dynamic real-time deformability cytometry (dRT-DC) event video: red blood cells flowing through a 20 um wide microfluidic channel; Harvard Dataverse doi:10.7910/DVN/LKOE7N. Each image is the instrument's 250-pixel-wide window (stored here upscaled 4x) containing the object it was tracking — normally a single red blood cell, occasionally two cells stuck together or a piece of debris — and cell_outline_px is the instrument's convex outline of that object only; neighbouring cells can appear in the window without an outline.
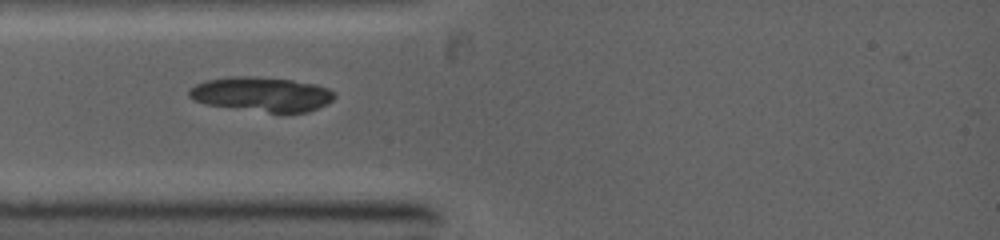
{"species": "common noctule bat (a hibernating species)", "species_latin": "Nyctalus noctula", "temperature_condition": "warm", "stored_images_in_passage": 2, "camera_frame_rate_fps": 5000, "um_per_image_px": 0.085, "animal": {"sex": "female", "body_mass_g": 19.0, "forearm_length_mm": 53.3}, "frame": {"image": 1, "passage_image": 1, "time_ms": 0.0, "image_size_px": [1000, 240], "cell_outline_px": [[336, 96], [332, 100], [308, 112], [268, 112], [204, 104], [192, 100], [188, 96], [188, 92], [196, 84], [204, 80], [228, 76], [252, 76], [292, 80], [316, 84], [328, 88]], "centroid_in_image_um": [22.2, 7.99], "position_along_channel_um": 62.8, "area_um2": 29.13}}
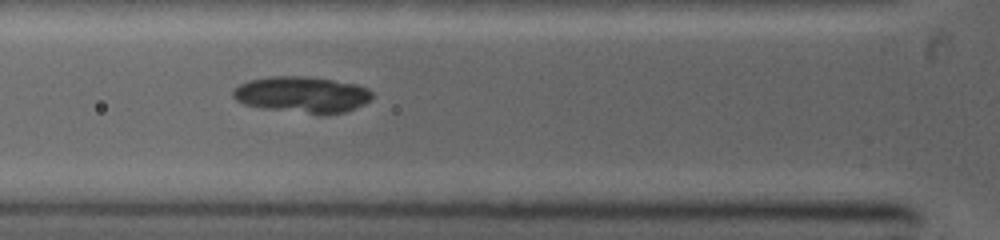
{"frame": {"image": 2, "passage_image": 2, "time_ms": 0.8, "image_size_px": [1000, 240], "cell_outline_px": [[372, 96], [364, 104], [344, 112], [324, 116], [320, 116], [264, 108], [244, 104], [236, 100], [232, 96], [232, 92], [240, 84], [248, 80], [268, 76], [308, 76], [356, 84], [368, 88], [372, 92]], "centroid_in_image_um": [25.67, 8.05], "position_along_channel_um": 100.1, "area_um2": 29.71}}